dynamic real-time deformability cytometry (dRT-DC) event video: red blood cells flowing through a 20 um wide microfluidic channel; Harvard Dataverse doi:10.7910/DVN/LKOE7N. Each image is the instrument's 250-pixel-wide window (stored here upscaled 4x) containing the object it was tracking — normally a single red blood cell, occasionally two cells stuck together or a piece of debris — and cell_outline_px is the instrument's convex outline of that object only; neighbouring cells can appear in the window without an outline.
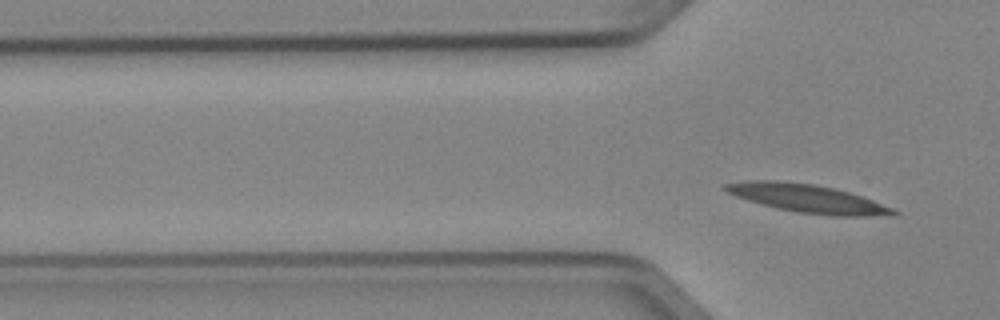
{"species": "Egyptian fruit bat (a non-hibernating species)", "species_latin": "Rousettus aegyptiacus", "temperature_condition": "cold", "stored_images_in_passage": 3, "segment_of_instrument_passage": [2, 2], "camera_frame_rate_fps": 3000, "um_per_image_px": 0.085, "animal": {"sex": "female"}, "frame": {"image": 1, "passage_image": 3, "time_ms": 0.667, "image_size_px": [1000, 320], "cell_outline_px": [[900, 212], [896, 216], [832, 216], [800, 212], [776, 208], [748, 200], [724, 192], [720, 188], [724, 184], [744, 180], [780, 180], [812, 184], [836, 188], [872, 200], [892, 208]], "centroid_in_image_um": [68.61, 16.86], "position_along_channel_um": 57.2, "area_um2": 27.8}}